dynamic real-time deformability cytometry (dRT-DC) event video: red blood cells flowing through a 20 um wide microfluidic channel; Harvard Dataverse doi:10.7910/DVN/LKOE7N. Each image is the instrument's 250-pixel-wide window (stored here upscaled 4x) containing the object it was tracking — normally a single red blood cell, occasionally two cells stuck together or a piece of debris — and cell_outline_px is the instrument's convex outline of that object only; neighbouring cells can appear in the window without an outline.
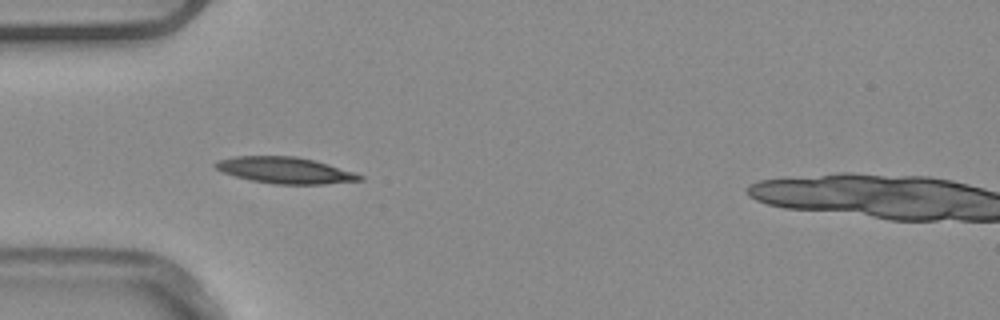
{"species": "common noctule bat (a hibernating species)", "species_latin": "Nyctalus noctula", "temperature_condition": "warm", "stored_images_in_passage": 5, "camera_frame_rate_fps": 3000, "um_per_image_px": 0.085, "animal": {"sex": "male", "body_mass_g": 20.4}, "frame": {"image": 1, "passage_image": 4, "time_ms": 1.0, "image_size_px": [1000, 320], "cell_outline_px": [[364, 180], [324, 184], [272, 184], [252, 180], [236, 176], [224, 172], [216, 168], [212, 164], [216, 160], [232, 156], [296, 156], [316, 160], [364, 176]], "centroid_in_image_um": [24.22, 14.46], "position_along_channel_um": 60.8, "area_um2": 22.14}}
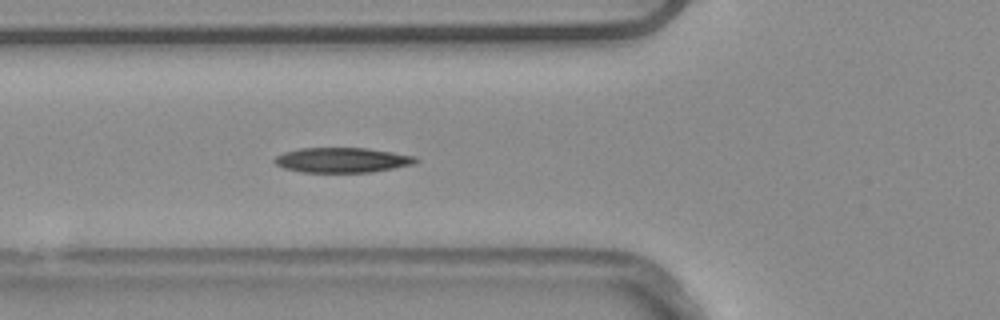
{"frame": {"image": 2, "passage_image": 5, "time_ms": 1.333, "image_size_px": [1000, 320], "cell_outline_px": [[420, 160], [416, 164], [372, 172], [300, 172], [284, 168], [276, 164], [272, 160], [276, 156], [284, 152], [300, 148], [364, 148], [392, 152], [416, 156]], "centroid_in_image_um": [29.1, 13.61], "position_along_channel_um": 96.7, "area_um2": 20.63}}